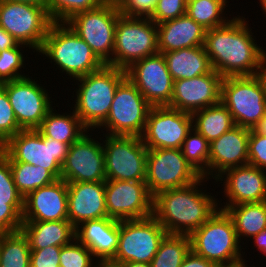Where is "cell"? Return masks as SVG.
<instances>
[{
	"mask_svg": "<svg viewBox=\"0 0 266 267\" xmlns=\"http://www.w3.org/2000/svg\"><path fill=\"white\" fill-rule=\"evenodd\" d=\"M229 19L224 26L206 30L203 47L212 68L223 78L258 75L266 51L257 44L245 16Z\"/></svg>",
	"mask_w": 266,
	"mask_h": 267,
	"instance_id": "6da1fadb",
	"label": "cell"
},
{
	"mask_svg": "<svg viewBox=\"0 0 266 267\" xmlns=\"http://www.w3.org/2000/svg\"><path fill=\"white\" fill-rule=\"evenodd\" d=\"M206 181L209 179L201 176L192 184L153 196L152 216L168 234L190 235L219 208L216 201L219 198L211 196L206 187L202 188Z\"/></svg>",
	"mask_w": 266,
	"mask_h": 267,
	"instance_id": "7a4b0ae2",
	"label": "cell"
},
{
	"mask_svg": "<svg viewBox=\"0 0 266 267\" xmlns=\"http://www.w3.org/2000/svg\"><path fill=\"white\" fill-rule=\"evenodd\" d=\"M44 59L54 63L60 74L66 73L67 80L75 81L101 69L105 64L91 47L66 23L53 22L38 52ZM46 57V58H45ZM51 61H50V60ZM72 78V79H71Z\"/></svg>",
	"mask_w": 266,
	"mask_h": 267,
	"instance_id": "3957f363",
	"label": "cell"
},
{
	"mask_svg": "<svg viewBox=\"0 0 266 267\" xmlns=\"http://www.w3.org/2000/svg\"><path fill=\"white\" fill-rule=\"evenodd\" d=\"M127 77L126 70L104 65L76 80L74 111L83 125L94 131L107 119L118 85Z\"/></svg>",
	"mask_w": 266,
	"mask_h": 267,
	"instance_id": "277c9868",
	"label": "cell"
},
{
	"mask_svg": "<svg viewBox=\"0 0 266 267\" xmlns=\"http://www.w3.org/2000/svg\"><path fill=\"white\" fill-rule=\"evenodd\" d=\"M189 237L191 250L219 267H233L244 258L241 250L245 248H241L234 223L225 210L218 208Z\"/></svg>",
	"mask_w": 266,
	"mask_h": 267,
	"instance_id": "5b68a950",
	"label": "cell"
},
{
	"mask_svg": "<svg viewBox=\"0 0 266 267\" xmlns=\"http://www.w3.org/2000/svg\"><path fill=\"white\" fill-rule=\"evenodd\" d=\"M69 147V144L44 137L37 129H31L18 132L0 147V151L9 162L40 166L61 179L62 165Z\"/></svg>",
	"mask_w": 266,
	"mask_h": 267,
	"instance_id": "8992f818",
	"label": "cell"
},
{
	"mask_svg": "<svg viewBox=\"0 0 266 267\" xmlns=\"http://www.w3.org/2000/svg\"><path fill=\"white\" fill-rule=\"evenodd\" d=\"M221 103L229 110L235 125L254 129L266 114L262 80L258 75L224 77Z\"/></svg>",
	"mask_w": 266,
	"mask_h": 267,
	"instance_id": "52a82bcc",
	"label": "cell"
},
{
	"mask_svg": "<svg viewBox=\"0 0 266 267\" xmlns=\"http://www.w3.org/2000/svg\"><path fill=\"white\" fill-rule=\"evenodd\" d=\"M157 53V24L150 18L120 15L115 27L113 56L106 65L126 70L134 62Z\"/></svg>",
	"mask_w": 266,
	"mask_h": 267,
	"instance_id": "ba28073f",
	"label": "cell"
},
{
	"mask_svg": "<svg viewBox=\"0 0 266 267\" xmlns=\"http://www.w3.org/2000/svg\"><path fill=\"white\" fill-rule=\"evenodd\" d=\"M120 15L118 5L106 0L95 9L75 14L65 23L107 64L113 56L115 27Z\"/></svg>",
	"mask_w": 266,
	"mask_h": 267,
	"instance_id": "9c48e42d",
	"label": "cell"
},
{
	"mask_svg": "<svg viewBox=\"0 0 266 267\" xmlns=\"http://www.w3.org/2000/svg\"><path fill=\"white\" fill-rule=\"evenodd\" d=\"M102 140L107 180L145 182L148 148L141 137L103 133Z\"/></svg>",
	"mask_w": 266,
	"mask_h": 267,
	"instance_id": "30bf717a",
	"label": "cell"
},
{
	"mask_svg": "<svg viewBox=\"0 0 266 267\" xmlns=\"http://www.w3.org/2000/svg\"><path fill=\"white\" fill-rule=\"evenodd\" d=\"M52 23L46 7L0 1V26L34 53L40 51Z\"/></svg>",
	"mask_w": 266,
	"mask_h": 267,
	"instance_id": "8fae6325",
	"label": "cell"
},
{
	"mask_svg": "<svg viewBox=\"0 0 266 267\" xmlns=\"http://www.w3.org/2000/svg\"><path fill=\"white\" fill-rule=\"evenodd\" d=\"M151 105L126 77L117 87L106 121L98 128L107 135L139 136L146 126Z\"/></svg>",
	"mask_w": 266,
	"mask_h": 267,
	"instance_id": "7c38bea8",
	"label": "cell"
},
{
	"mask_svg": "<svg viewBox=\"0 0 266 267\" xmlns=\"http://www.w3.org/2000/svg\"><path fill=\"white\" fill-rule=\"evenodd\" d=\"M168 233L153 217L119 221L117 262H142L150 264L159 245Z\"/></svg>",
	"mask_w": 266,
	"mask_h": 267,
	"instance_id": "4fadbf2b",
	"label": "cell"
},
{
	"mask_svg": "<svg viewBox=\"0 0 266 267\" xmlns=\"http://www.w3.org/2000/svg\"><path fill=\"white\" fill-rule=\"evenodd\" d=\"M200 177L181 149L148 150L145 183L152 196L164 190L187 186Z\"/></svg>",
	"mask_w": 266,
	"mask_h": 267,
	"instance_id": "5bb4252c",
	"label": "cell"
},
{
	"mask_svg": "<svg viewBox=\"0 0 266 267\" xmlns=\"http://www.w3.org/2000/svg\"><path fill=\"white\" fill-rule=\"evenodd\" d=\"M35 80L27 76L0 84L6 90L22 130L38 129L47 112L53 107L52 96L49 97L48 89Z\"/></svg>",
	"mask_w": 266,
	"mask_h": 267,
	"instance_id": "9a60e30c",
	"label": "cell"
},
{
	"mask_svg": "<svg viewBox=\"0 0 266 267\" xmlns=\"http://www.w3.org/2000/svg\"><path fill=\"white\" fill-rule=\"evenodd\" d=\"M193 128L192 115L169 106L151 107L141 136L148 150L181 149Z\"/></svg>",
	"mask_w": 266,
	"mask_h": 267,
	"instance_id": "2e32d148",
	"label": "cell"
},
{
	"mask_svg": "<svg viewBox=\"0 0 266 267\" xmlns=\"http://www.w3.org/2000/svg\"><path fill=\"white\" fill-rule=\"evenodd\" d=\"M126 75L152 107L170 104L174 81L162 53L134 62Z\"/></svg>",
	"mask_w": 266,
	"mask_h": 267,
	"instance_id": "e0dca14e",
	"label": "cell"
},
{
	"mask_svg": "<svg viewBox=\"0 0 266 267\" xmlns=\"http://www.w3.org/2000/svg\"><path fill=\"white\" fill-rule=\"evenodd\" d=\"M86 132L70 147L61 169V179L67 183L105 182V154L101 142Z\"/></svg>",
	"mask_w": 266,
	"mask_h": 267,
	"instance_id": "ac0fdd59",
	"label": "cell"
},
{
	"mask_svg": "<svg viewBox=\"0 0 266 267\" xmlns=\"http://www.w3.org/2000/svg\"><path fill=\"white\" fill-rule=\"evenodd\" d=\"M105 198L109 218L123 221L153 214V196L145 182L106 180Z\"/></svg>",
	"mask_w": 266,
	"mask_h": 267,
	"instance_id": "d6986e66",
	"label": "cell"
},
{
	"mask_svg": "<svg viewBox=\"0 0 266 267\" xmlns=\"http://www.w3.org/2000/svg\"><path fill=\"white\" fill-rule=\"evenodd\" d=\"M222 80L223 77L214 69L198 77L178 79L173 82L172 99L168 106L192 115L216 105L221 102Z\"/></svg>",
	"mask_w": 266,
	"mask_h": 267,
	"instance_id": "ffe728a7",
	"label": "cell"
},
{
	"mask_svg": "<svg viewBox=\"0 0 266 267\" xmlns=\"http://www.w3.org/2000/svg\"><path fill=\"white\" fill-rule=\"evenodd\" d=\"M216 182L223 183L226 195V204L223 202V206L222 201L217 200L218 207L266 200V171L250 164L225 170L215 179Z\"/></svg>",
	"mask_w": 266,
	"mask_h": 267,
	"instance_id": "44dd1931",
	"label": "cell"
},
{
	"mask_svg": "<svg viewBox=\"0 0 266 267\" xmlns=\"http://www.w3.org/2000/svg\"><path fill=\"white\" fill-rule=\"evenodd\" d=\"M68 187L64 179L31 191L24 197L22 221L68 220Z\"/></svg>",
	"mask_w": 266,
	"mask_h": 267,
	"instance_id": "7402d4cb",
	"label": "cell"
},
{
	"mask_svg": "<svg viewBox=\"0 0 266 267\" xmlns=\"http://www.w3.org/2000/svg\"><path fill=\"white\" fill-rule=\"evenodd\" d=\"M250 129L235 125L210 143L208 179H216L225 170L248 164Z\"/></svg>",
	"mask_w": 266,
	"mask_h": 267,
	"instance_id": "603a6c76",
	"label": "cell"
},
{
	"mask_svg": "<svg viewBox=\"0 0 266 267\" xmlns=\"http://www.w3.org/2000/svg\"><path fill=\"white\" fill-rule=\"evenodd\" d=\"M68 220L76 228L84 221L108 217L105 182L67 183Z\"/></svg>",
	"mask_w": 266,
	"mask_h": 267,
	"instance_id": "cb8c5ba5",
	"label": "cell"
},
{
	"mask_svg": "<svg viewBox=\"0 0 266 267\" xmlns=\"http://www.w3.org/2000/svg\"><path fill=\"white\" fill-rule=\"evenodd\" d=\"M75 235L96 260L113 259L118 247L119 221L109 217L84 221L75 228Z\"/></svg>",
	"mask_w": 266,
	"mask_h": 267,
	"instance_id": "d4e9b609",
	"label": "cell"
},
{
	"mask_svg": "<svg viewBox=\"0 0 266 267\" xmlns=\"http://www.w3.org/2000/svg\"><path fill=\"white\" fill-rule=\"evenodd\" d=\"M206 29L187 14L157 24L159 53L203 46Z\"/></svg>",
	"mask_w": 266,
	"mask_h": 267,
	"instance_id": "484cf974",
	"label": "cell"
},
{
	"mask_svg": "<svg viewBox=\"0 0 266 267\" xmlns=\"http://www.w3.org/2000/svg\"><path fill=\"white\" fill-rule=\"evenodd\" d=\"M22 222L21 231L27 237L31 249L62 247L76 238L75 227L69 220Z\"/></svg>",
	"mask_w": 266,
	"mask_h": 267,
	"instance_id": "4316f807",
	"label": "cell"
},
{
	"mask_svg": "<svg viewBox=\"0 0 266 267\" xmlns=\"http://www.w3.org/2000/svg\"><path fill=\"white\" fill-rule=\"evenodd\" d=\"M163 55L173 81L198 77L213 70L203 46L164 52Z\"/></svg>",
	"mask_w": 266,
	"mask_h": 267,
	"instance_id": "83f0119b",
	"label": "cell"
},
{
	"mask_svg": "<svg viewBox=\"0 0 266 267\" xmlns=\"http://www.w3.org/2000/svg\"><path fill=\"white\" fill-rule=\"evenodd\" d=\"M71 110L69 111L70 113H60L57 112L56 108H51L37 130L44 137L55 139L71 146L86 132H89L76 115L74 109L72 108Z\"/></svg>",
	"mask_w": 266,
	"mask_h": 267,
	"instance_id": "f1b7e54d",
	"label": "cell"
},
{
	"mask_svg": "<svg viewBox=\"0 0 266 267\" xmlns=\"http://www.w3.org/2000/svg\"><path fill=\"white\" fill-rule=\"evenodd\" d=\"M231 217L239 242L266 229V200L219 207ZM246 237V238H245ZM244 238V239H243Z\"/></svg>",
	"mask_w": 266,
	"mask_h": 267,
	"instance_id": "f546056e",
	"label": "cell"
},
{
	"mask_svg": "<svg viewBox=\"0 0 266 267\" xmlns=\"http://www.w3.org/2000/svg\"><path fill=\"white\" fill-rule=\"evenodd\" d=\"M193 129L209 143L235 126L229 110L219 102L192 114Z\"/></svg>",
	"mask_w": 266,
	"mask_h": 267,
	"instance_id": "4dcf8cb0",
	"label": "cell"
},
{
	"mask_svg": "<svg viewBox=\"0 0 266 267\" xmlns=\"http://www.w3.org/2000/svg\"><path fill=\"white\" fill-rule=\"evenodd\" d=\"M228 0H187L186 14L206 30L224 26L230 20L224 11Z\"/></svg>",
	"mask_w": 266,
	"mask_h": 267,
	"instance_id": "1f68e13d",
	"label": "cell"
},
{
	"mask_svg": "<svg viewBox=\"0 0 266 267\" xmlns=\"http://www.w3.org/2000/svg\"><path fill=\"white\" fill-rule=\"evenodd\" d=\"M31 248L23 232L0 235V267H30Z\"/></svg>",
	"mask_w": 266,
	"mask_h": 267,
	"instance_id": "d6a6232c",
	"label": "cell"
},
{
	"mask_svg": "<svg viewBox=\"0 0 266 267\" xmlns=\"http://www.w3.org/2000/svg\"><path fill=\"white\" fill-rule=\"evenodd\" d=\"M191 251L189 235L167 234L152 259L151 267H180Z\"/></svg>",
	"mask_w": 266,
	"mask_h": 267,
	"instance_id": "836d02e7",
	"label": "cell"
},
{
	"mask_svg": "<svg viewBox=\"0 0 266 267\" xmlns=\"http://www.w3.org/2000/svg\"><path fill=\"white\" fill-rule=\"evenodd\" d=\"M14 183L25 197L40 187L54 183L57 178L48 170L24 162H10Z\"/></svg>",
	"mask_w": 266,
	"mask_h": 267,
	"instance_id": "e575fe53",
	"label": "cell"
},
{
	"mask_svg": "<svg viewBox=\"0 0 266 267\" xmlns=\"http://www.w3.org/2000/svg\"><path fill=\"white\" fill-rule=\"evenodd\" d=\"M183 156L203 177L208 178L210 143L195 129L187 134L181 147Z\"/></svg>",
	"mask_w": 266,
	"mask_h": 267,
	"instance_id": "d590c367",
	"label": "cell"
},
{
	"mask_svg": "<svg viewBox=\"0 0 266 267\" xmlns=\"http://www.w3.org/2000/svg\"><path fill=\"white\" fill-rule=\"evenodd\" d=\"M106 0H46V10L53 22L65 23L75 14L99 7Z\"/></svg>",
	"mask_w": 266,
	"mask_h": 267,
	"instance_id": "8d00e7d4",
	"label": "cell"
},
{
	"mask_svg": "<svg viewBox=\"0 0 266 267\" xmlns=\"http://www.w3.org/2000/svg\"><path fill=\"white\" fill-rule=\"evenodd\" d=\"M25 47L28 46L18 43L13 48L0 51V84L29 76L21 72L26 67Z\"/></svg>",
	"mask_w": 266,
	"mask_h": 267,
	"instance_id": "74e56055",
	"label": "cell"
},
{
	"mask_svg": "<svg viewBox=\"0 0 266 267\" xmlns=\"http://www.w3.org/2000/svg\"><path fill=\"white\" fill-rule=\"evenodd\" d=\"M95 262L92 252L76 238L61 248L60 267H91Z\"/></svg>",
	"mask_w": 266,
	"mask_h": 267,
	"instance_id": "f35d334b",
	"label": "cell"
},
{
	"mask_svg": "<svg viewBox=\"0 0 266 267\" xmlns=\"http://www.w3.org/2000/svg\"><path fill=\"white\" fill-rule=\"evenodd\" d=\"M21 130L6 90L0 85V147Z\"/></svg>",
	"mask_w": 266,
	"mask_h": 267,
	"instance_id": "ab89813d",
	"label": "cell"
},
{
	"mask_svg": "<svg viewBox=\"0 0 266 267\" xmlns=\"http://www.w3.org/2000/svg\"><path fill=\"white\" fill-rule=\"evenodd\" d=\"M24 201H0V235L21 230Z\"/></svg>",
	"mask_w": 266,
	"mask_h": 267,
	"instance_id": "60d3db41",
	"label": "cell"
},
{
	"mask_svg": "<svg viewBox=\"0 0 266 267\" xmlns=\"http://www.w3.org/2000/svg\"><path fill=\"white\" fill-rule=\"evenodd\" d=\"M0 201H24L16 188L8 158L0 151Z\"/></svg>",
	"mask_w": 266,
	"mask_h": 267,
	"instance_id": "b9f144b4",
	"label": "cell"
},
{
	"mask_svg": "<svg viewBox=\"0 0 266 267\" xmlns=\"http://www.w3.org/2000/svg\"><path fill=\"white\" fill-rule=\"evenodd\" d=\"M186 7V0H158L156 9L150 19L154 23L160 24L185 15Z\"/></svg>",
	"mask_w": 266,
	"mask_h": 267,
	"instance_id": "7bdbcfd3",
	"label": "cell"
},
{
	"mask_svg": "<svg viewBox=\"0 0 266 267\" xmlns=\"http://www.w3.org/2000/svg\"><path fill=\"white\" fill-rule=\"evenodd\" d=\"M248 164L266 171V135L250 129L248 139Z\"/></svg>",
	"mask_w": 266,
	"mask_h": 267,
	"instance_id": "ee69618b",
	"label": "cell"
},
{
	"mask_svg": "<svg viewBox=\"0 0 266 267\" xmlns=\"http://www.w3.org/2000/svg\"><path fill=\"white\" fill-rule=\"evenodd\" d=\"M158 0H121L117 5L122 16L150 18Z\"/></svg>",
	"mask_w": 266,
	"mask_h": 267,
	"instance_id": "f6af8a7d",
	"label": "cell"
},
{
	"mask_svg": "<svg viewBox=\"0 0 266 267\" xmlns=\"http://www.w3.org/2000/svg\"><path fill=\"white\" fill-rule=\"evenodd\" d=\"M61 248L59 246H47L43 249H31L30 267H60Z\"/></svg>",
	"mask_w": 266,
	"mask_h": 267,
	"instance_id": "bcb514c9",
	"label": "cell"
},
{
	"mask_svg": "<svg viewBox=\"0 0 266 267\" xmlns=\"http://www.w3.org/2000/svg\"><path fill=\"white\" fill-rule=\"evenodd\" d=\"M180 267H219V266L211 261H208L204 257L197 255L191 250L183 260Z\"/></svg>",
	"mask_w": 266,
	"mask_h": 267,
	"instance_id": "7dc6e473",
	"label": "cell"
},
{
	"mask_svg": "<svg viewBox=\"0 0 266 267\" xmlns=\"http://www.w3.org/2000/svg\"><path fill=\"white\" fill-rule=\"evenodd\" d=\"M18 42L0 26V51L13 48Z\"/></svg>",
	"mask_w": 266,
	"mask_h": 267,
	"instance_id": "c3c4849f",
	"label": "cell"
},
{
	"mask_svg": "<svg viewBox=\"0 0 266 267\" xmlns=\"http://www.w3.org/2000/svg\"><path fill=\"white\" fill-rule=\"evenodd\" d=\"M254 246L266 257V229L252 237Z\"/></svg>",
	"mask_w": 266,
	"mask_h": 267,
	"instance_id": "681fc988",
	"label": "cell"
},
{
	"mask_svg": "<svg viewBox=\"0 0 266 267\" xmlns=\"http://www.w3.org/2000/svg\"><path fill=\"white\" fill-rule=\"evenodd\" d=\"M99 267H123V264L113 259H99Z\"/></svg>",
	"mask_w": 266,
	"mask_h": 267,
	"instance_id": "f907efd6",
	"label": "cell"
},
{
	"mask_svg": "<svg viewBox=\"0 0 266 267\" xmlns=\"http://www.w3.org/2000/svg\"><path fill=\"white\" fill-rule=\"evenodd\" d=\"M0 1L21 2V3H28L36 6L46 7V0H0Z\"/></svg>",
	"mask_w": 266,
	"mask_h": 267,
	"instance_id": "816d5d0a",
	"label": "cell"
},
{
	"mask_svg": "<svg viewBox=\"0 0 266 267\" xmlns=\"http://www.w3.org/2000/svg\"><path fill=\"white\" fill-rule=\"evenodd\" d=\"M254 130L259 134L266 135V114L254 127Z\"/></svg>",
	"mask_w": 266,
	"mask_h": 267,
	"instance_id": "f5cc1de1",
	"label": "cell"
},
{
	"mask_svg": "<svg viewBox=\"0 0 266 267\" xmlns=\"http://www.w3.org/2000/svg\"><path fill=\"white\" fill-rule=\"evenodd\" d=\"M258 76L262 80V83H263L264 88H265V94H266V58L262 63V66L258 72Z\"/></svg>",
	"mask_w": 266,
	"mask_h": 267,
	"instance_id": "db71d44e",
	"label": "cell"
},
{
	"mask_svg": "<svg viewBox=\"0 0 266 267\" xmlns=\"http://www.w3.org/2000/svg\"><path fill=\"white\" fill-rule=\"evenodd\" d=\"M123 267H151V265L142 262H127L123 263Z\"/></svg>",
	"mask_w": 266,
	"mask_h": 267,
	"instance_id": "11a10c76",
	"label": "cell"
},
{
	"mask_svg": "<svg viewBox=\"0 0 266 267\" xmlns=\"http://www.w3.org/2000/svg\"><path fill=\"white\" fill-rule=\"evenodd\" d=\"M247 260H245L244 258L238 260L233 267H255V266H249L247 265Z\"/></svg>",
	"mask_w": 266,
	"mask_h": 267,
	"instance_id": "9f6ffc18",
	"label": "cell"
},
{
	"mask_svg": "<svg viewBox=\"0 0 266 267\" xmlns=\"http://www.w3.org/2000/svg\"><path fill=\"white\" fill-rule=\"evenodd\" d=\"M261 5V8L263 9L262 12L263 14L265 13V18H266V0H259V6Z\"/></svg>",
	"mask_w": 266,
	"mask_h": 267,
	"instance_id": "6f0895ef",
	"label": "cell"
},
{
	"mask_svg": "<svg viewBox=\"0 0 266 267\" xmlns=\"http://www.w3.org/2000/svg\"><path fill=\"white\" fill-rule=\"evenodd\" d=\"M91 267H99V260H96V262Z\"/></svg>",
	"mask_w": 266,
	"mask_h": 267,
	"instance_id": "680465c9",
	"label": "cell"
},
{
	"mask_svg": "<svg viewBox=\"0 0 266 267\" xmlns=\"http://www.w3.org/2000/svg\"><path fill=\"white\" fill-rule=\"evenodd\" d=\"M116 4H118L121 0H113Z\"/></svg>",
	"mask_w": 266,
	"mask_h": 267,
	"instance_id": "91938a15",
	"label": "cell"
}]
</instances>
